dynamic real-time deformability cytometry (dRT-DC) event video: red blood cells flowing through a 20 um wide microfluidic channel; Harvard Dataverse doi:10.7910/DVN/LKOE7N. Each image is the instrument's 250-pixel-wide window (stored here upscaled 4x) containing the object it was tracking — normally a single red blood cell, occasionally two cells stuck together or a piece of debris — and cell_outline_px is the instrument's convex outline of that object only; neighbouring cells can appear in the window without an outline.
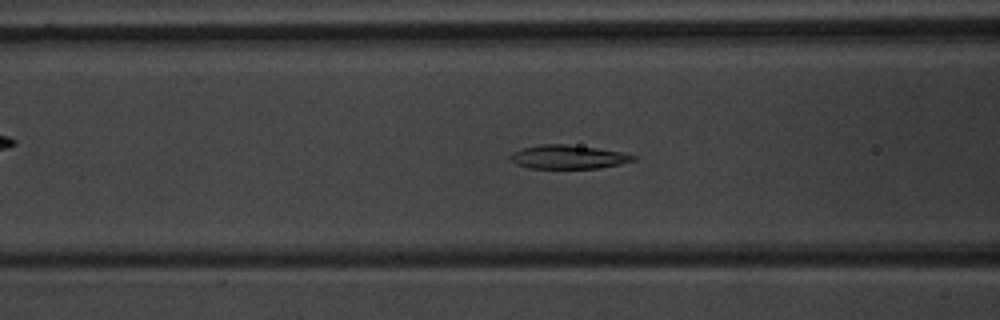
{"species": "common noctule bat (a hibernating species)", "species_latin": "Nyctalus noctula", "temperature_condition": "warm", "stored_images_in_passage": 53, "camera_frame_rate_fps": 3000, "um_per_image_px": 0.085, "animal": {"sex": "male", "body_mass_g": 20.1, "forearm_length_mm": 53.5}, "frame": {"image": 1, "passage_image": 21, "time_ms": 6.667, "image_size_px": [1000, 320], "cell_outline_px": [[636, 160], [620, 164], [600, 168], [528, 168], [516, 164], [508, 160], [508, 156], [512, 152], [524, 148], [540, 144], [568, 144], [624, 152], [636, 156]], "centroid_in_image_um": [48.27, 13.34], "position_along_channel_um": 118.3, "area_um2": 17.17}}
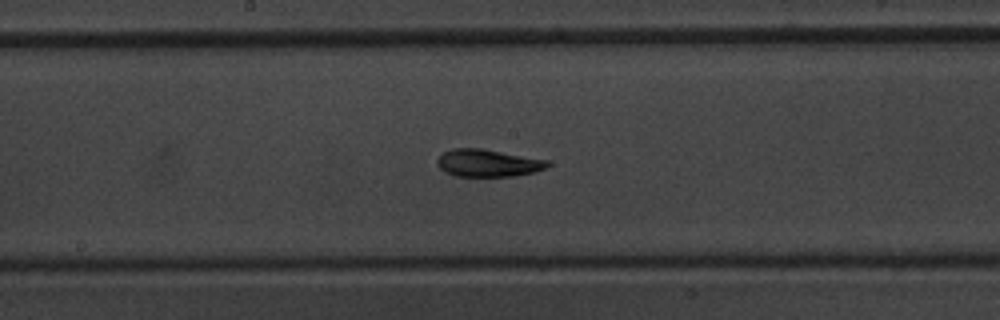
{"frame": {"image": 2, "passage_image": 28, "time_ms": 9.0, "image_size_px": [1000, 320], "cell_outline_px": [[552, 164], [548, 168], [536, 172], [516, 176], [452, 176], [444, 172], [436, 164], [436, 160], [444, 152], [452, 148], [480, 148], [548, 160]], "centroid_in_image_um": [41.49, 13.87], "position_along_channel_um": 206.7, "area_um2": 17.86}}
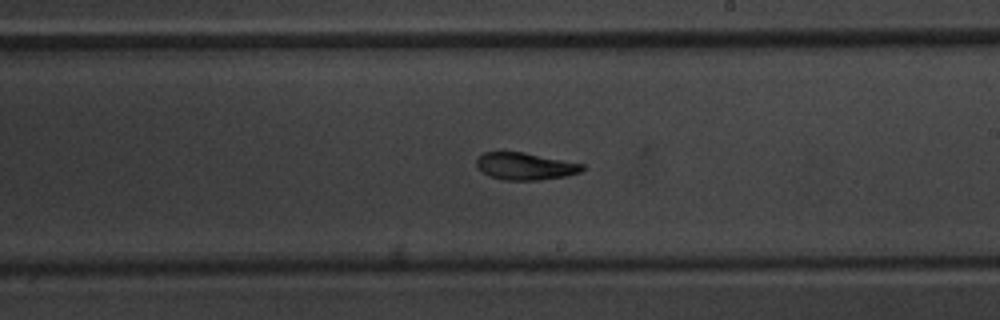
{"frame": {"image": 3, "passage_image": 31, "time_ms": 10.0, "image_size_px": [1000, 320], "cell_outline_px": [[584, 168], [580, 172], [568, 176], [540, 180], [504, 180], [488, 176], [476, 168], [476, 156], [484, 152], [524, 152], [584, 164]], "centroid_in_image_um": [44.6, 14.13], "position_along_channel_um": 244.4, "area_um2": 16.99}, "authors_computed_cell_mechanics": {"area_um2": 18.0914, "velocity_mm_per_s": 3.783, "shape_relaxation_time_tau1_ms": 5.7381, "shape_relaxation_time_tau2_ms": 2.9394, "deformation_change_tau1": 0.1661, "deformation_change_tau2": 0.0767}}